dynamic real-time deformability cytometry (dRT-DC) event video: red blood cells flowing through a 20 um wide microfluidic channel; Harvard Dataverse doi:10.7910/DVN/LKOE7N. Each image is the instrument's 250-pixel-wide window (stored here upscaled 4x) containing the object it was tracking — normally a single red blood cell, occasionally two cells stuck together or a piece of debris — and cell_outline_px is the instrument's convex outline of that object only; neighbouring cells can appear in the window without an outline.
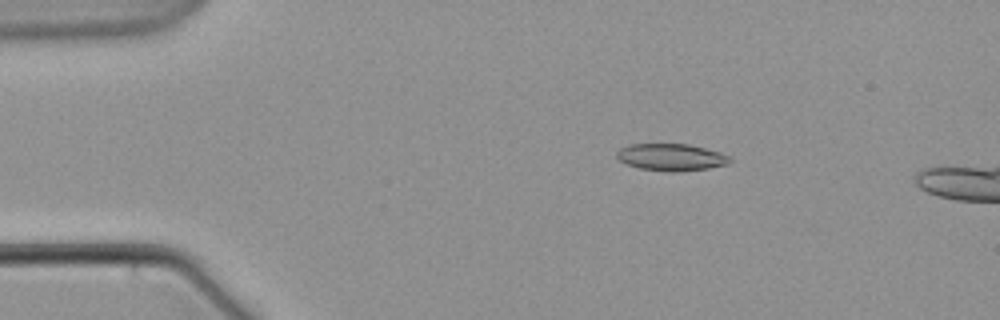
{"species": "common noctule bat (a hibernating species)", "species_latin": "Nyctalus noctula", "temperature_condition": "warm", "stored_images_in_passage": 6, "camera_frame_rate_fps": 3000, "um_per_image_px": 0.085, "animal": {"sex": "male", "body_mass_g": 21.5, "forearm_length_mm": 52.0}, "frame": {"image": 1, "passage_image": 4, "time_ms": 3.667, "image_size_px": [1000, 320], "cell_outline_px": [[732, 160], [728, 164], [708, 168], [680, 172], [668, 172], [640, 168], [624, 164], [616, 156], [616, 152], [620, 148], [628, 144], [688, 144], [720, 152], [732, 156]], "centroid_in_image_um": [57.05, 13.37], "position_along_channel_um": 27.9, "area_um2": 18.03}}